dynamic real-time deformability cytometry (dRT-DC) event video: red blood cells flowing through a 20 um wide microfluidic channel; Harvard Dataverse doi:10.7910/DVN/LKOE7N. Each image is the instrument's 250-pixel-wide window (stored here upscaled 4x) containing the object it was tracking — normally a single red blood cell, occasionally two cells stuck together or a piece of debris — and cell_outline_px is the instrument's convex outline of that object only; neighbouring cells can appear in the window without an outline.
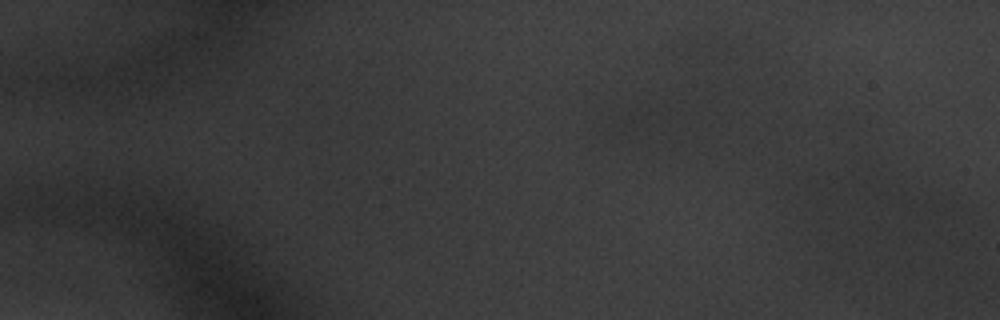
{"species": "common noctule bat (a hibernating species)", "species_latin": "Nyctalus noctula", "temperature_condition": "warm", "stored_images_in_passage": 12, "camera_frame_rate_fps": 3000, "um_per_image_px": 0.085, "animal": {"sex": "male", "body_mass_g": 20.1, "forearm_length_mm": 53.5}, "frame": {"image": 1, "passage_image": 1, "time_ms": 0.0, "image_size_px": [1000, 320], "cell_outline_px": [[964, 212], [924, 220], [812, 192], [816, 180], [868, 164], [872, 164], [940, 192], [956, 200], [960, 204]], "centroid_in_image_um": [75.43, 16.39], "position_along_channel_um": 9.6, "area_um2": 32.43}}